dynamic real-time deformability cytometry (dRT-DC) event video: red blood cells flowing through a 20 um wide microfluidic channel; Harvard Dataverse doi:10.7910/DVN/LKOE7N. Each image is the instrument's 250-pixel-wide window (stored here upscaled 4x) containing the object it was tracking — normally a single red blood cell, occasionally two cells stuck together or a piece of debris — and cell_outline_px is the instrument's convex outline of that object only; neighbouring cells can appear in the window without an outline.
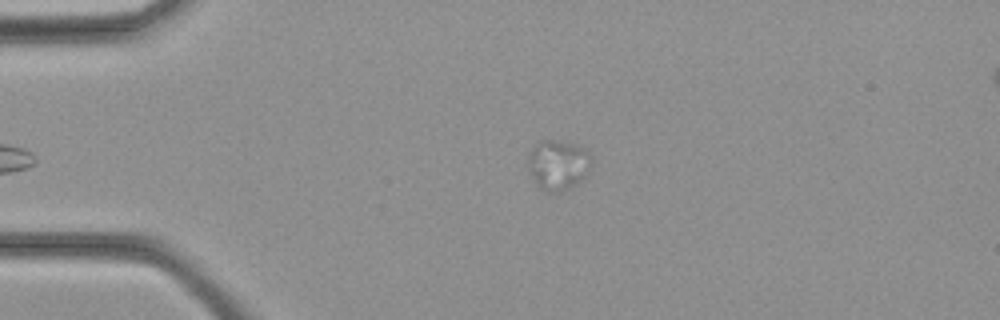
{"species": "common noctule bat (a hibernating species)", "species_latin": "Nyctalus noctula", "temperature_condition": "cold", "stored_images_in_passage": 28, "camera_frame_rate_fps": 3000, "um_per_image_px": 0.085, "animal": {"sex": "female", "body_mass_g": 21.9}, "frame": {"image": 1, "passage_image": 1, "time_ms": 0.0, "image_size_px": [1000, 320], "cell_outline_px": [[592, 156], [588, 172], [584, 180], [560, 192], [544, 192], [536, 184], [528, 168], [528, 160], [532, 148], [536, 140], [560, 140], [580, 144]], "centroid_in_image_um": [47.45, 13.99], "position_along_channel_um": 37.6, "area_um2": 18.9}}
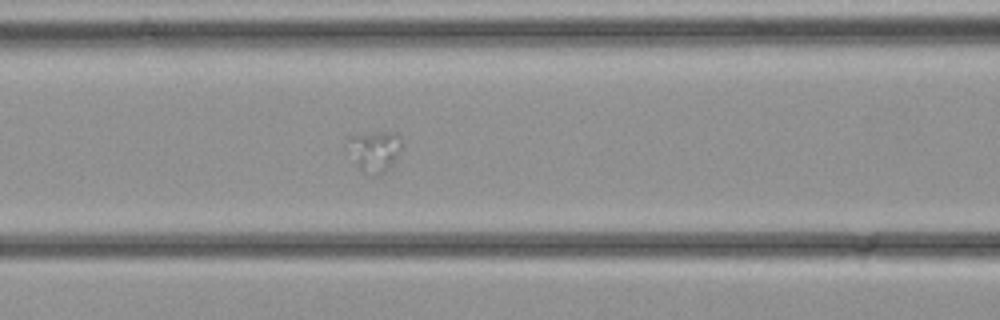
{"frame": {"image": 2, "passage_image": 8, "time_ms": 2.333, "image_size_px": [1000, 320], "cell_outline_px": [[400, 148], [392, 164], [380, 176], [372, 176], [364, 172], [356, 164], [344, 148], [344, 136], [376, 132], [392, 132], [400, 136]], "centroid_in_image_um": [31.71, 12.83], "position_along_channel_um": 134.9, "area_um2": 13.24}}
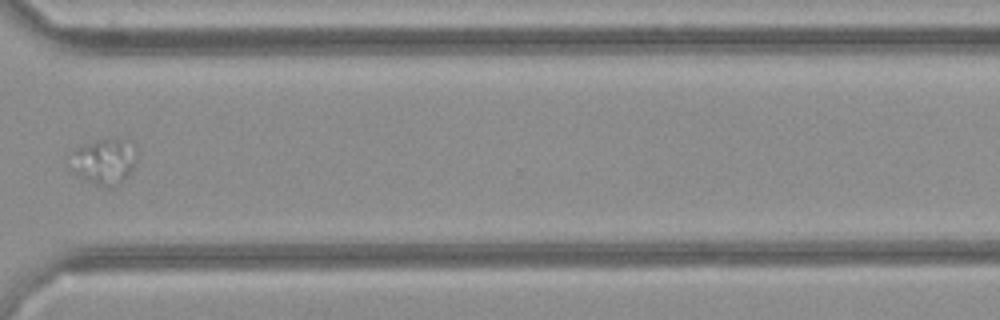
{"frame": {"image": 3, "passage_image": 20, "time_ms": 6.333, "image_size_px": [1000, 320], "cell_outline_px": [[136, 160], [128, 176], [116, 188], [96, 184], [84, 180], [76, 176], [72, 172], [72, 152], [76, 148], [96, 140], [116, 136], [136, 144]], "centroid_in_image_um": [8.89, 13.7], "position_along_channel_um": 361.7, "area_um2": 18.15}}